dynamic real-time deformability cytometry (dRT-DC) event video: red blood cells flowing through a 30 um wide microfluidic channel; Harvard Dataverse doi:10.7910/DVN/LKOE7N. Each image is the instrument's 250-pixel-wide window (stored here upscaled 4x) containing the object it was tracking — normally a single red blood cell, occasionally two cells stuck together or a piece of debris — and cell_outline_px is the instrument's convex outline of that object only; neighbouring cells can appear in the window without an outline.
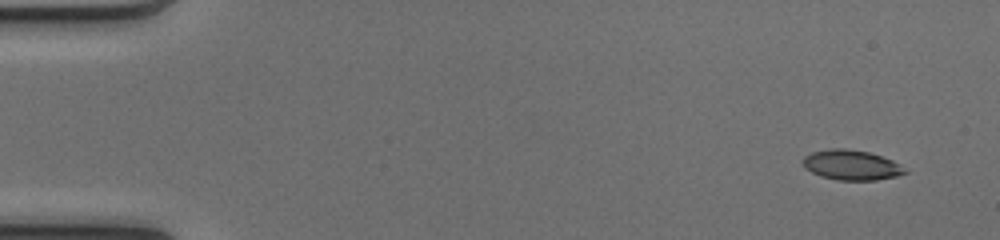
{"species": "common noctule bat (a hibernating species)", "species_latin": "Nyctalus noctula", "temperature_condition": "cold", "stored_images_in_passage": 48, "camera_frame_rate_fps": 3000, "um_per_image_px": 0.085, "animal": {"sex": "female", "body_mass_g": 17.0, "forearm_length_mm": 48.0}, "frame": {"image": 1, "passage_image": 1, "time_ms": 0.0, "image_size_px": [1000, 240], "cell_outline_px": [[908, 172], [896, 176], [876, 180], [836, 180], [820, 176], [804, 168], [804, 156], [812, 152], [828, 148], [844, 148], [868, 152], [892, 160], [900, 164]], "centroid_in_image_um": [72.35, 14.03], "position_along_channel_um": 12.6, "area_um2": 17.8}}
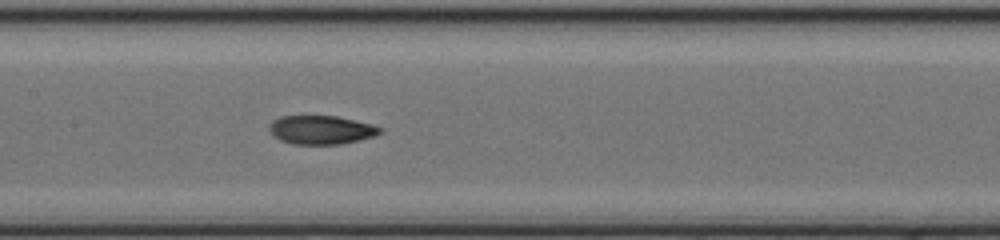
{"frame": {"image": 2, "passage_image": 23, "time_ms": 7.333, "image_size_px": [1000, 240], "cell_outline_px": [[384, 132], [360, 140], [340, 144], [292, 144], [280, 140], [272, 136], [268, 128], [268, 124], [272, 120], [280, 116], [336, 116], [356, 120], [372, 124], [384, 128]], "centroid_in_image_um": [27.29, 11.03], "position_along_channel_um": 180.1, "area_um2": 18.79}}
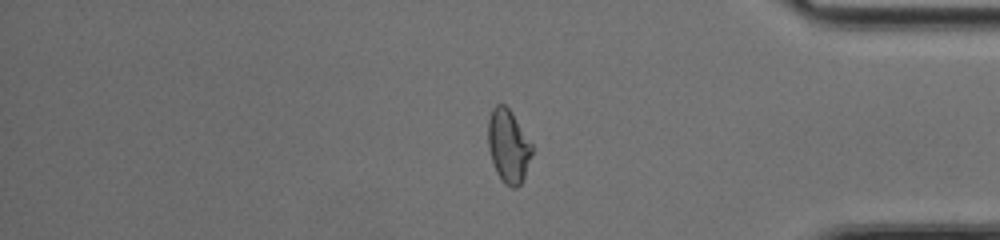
{"frame": {"image": 3, "passage_image": 40, "time_ms": 13.0, "image_size_px": [1000, 240], "cell_outline_px": [[532, 152], [524, 176], [520, 184], [516, 188], [512, 188], [504, 184], [500, 180], [496, 172], [488, 148], [488, 120], [492, 108], [496, 104], [504, 104], [512, 112], [532, 144]], "centroid_in_image_um": [43.19, 12.41], "position_along_channel_um": 392.0, "area_um2": 18.73}, "authors_computed_cell_mechanics": {"area_um2": 18.785, "velocity_mm_per_s": 4.1411, "shape_relaxation_time_tau1_ms": null, "shape_relaxation_time_tau2_ms": 2.5746, "deformation_change_tau1": null, "deformation_change_tau2": 0.074}}